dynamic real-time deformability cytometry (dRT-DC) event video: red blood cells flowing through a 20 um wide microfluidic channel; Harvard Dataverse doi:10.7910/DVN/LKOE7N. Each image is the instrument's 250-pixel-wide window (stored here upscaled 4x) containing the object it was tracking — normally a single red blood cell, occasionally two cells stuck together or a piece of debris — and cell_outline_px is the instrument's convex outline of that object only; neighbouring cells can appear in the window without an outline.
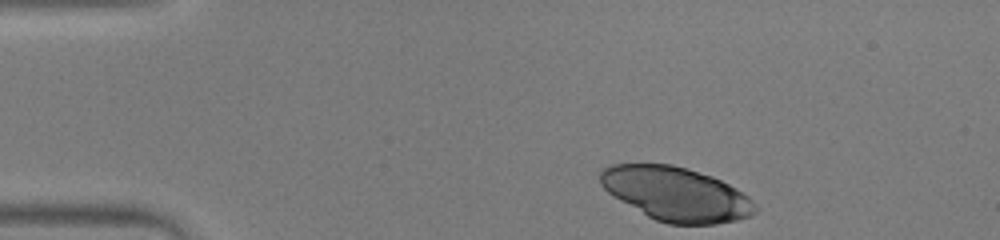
{"species": "human", "species_latin": "Homo sapiens", "temperature_condition": "warm", "stored_images_in_passage": 44, "camera_frame_rate_fps": 3000, "um_per_image_px": 0.085, "donor": {"sex": "male"}, "frame": {"image": 1, "passage_image": 1, "time_ms": 0.0, "image_size_px": [1000, 240], "cell_outline_px": [[756, 212], [752, 216], [736, 220], [716, 224], [668, 224], [656, 220], [648, 216], [620, 200], [608, 192], [600, 184], [600, 172], [604, 168], [612, 164], [672, 164], [688, 168], [712, 176], [736, 188], [748, 196], [752, 200], [756, 208]], "centroid_in_image_um": [57.48, 16.48], "position_along_channel_um": 27.5, "area_um2": 48.49}}